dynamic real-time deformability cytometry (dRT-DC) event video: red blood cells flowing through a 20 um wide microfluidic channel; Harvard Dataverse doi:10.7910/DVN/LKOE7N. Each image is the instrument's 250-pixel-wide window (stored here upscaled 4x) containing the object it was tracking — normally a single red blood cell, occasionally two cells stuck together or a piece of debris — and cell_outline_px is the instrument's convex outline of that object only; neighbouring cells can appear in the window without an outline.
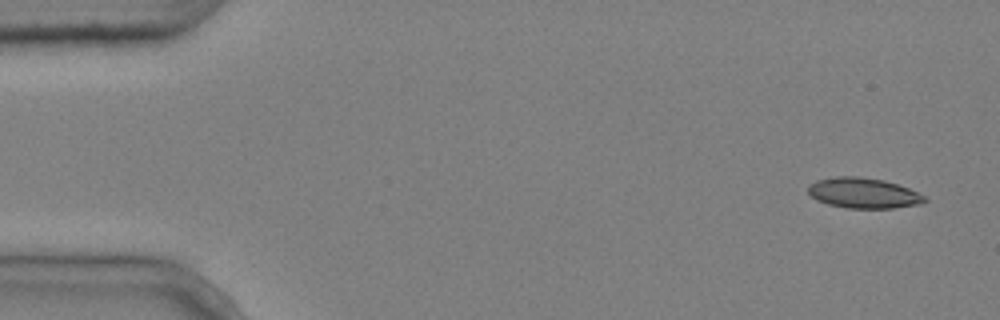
{"species": "common noctule bat (a hibernating species)", "species_latin": "Nyctalus noctula", "temperature_condition": "cold", "stored_images_in_passage": 9, "camera_frame_rate_fps": 3000, "um_per_image_px": 0.085, "animal": {"sex": "male", "body_mass_g": 20.4}, "frame": {"image": 1, "passage_image": 1, "time_ms": 0.0, "image_size_px": [1000, 320], "cell_outline_px": [[928, 200], [920, 204], [892, 208], [848, 208], [828, 204], [816, 200], [808, 192], [808, 184], [816, 180], [836, 176], [856, 176], [884, 180], [908, 188], [924, 196]], "centroid_in_image_um": [73.36, 16.4], "position_along_channel_um": 11.6, "area_um2": 20.58}}
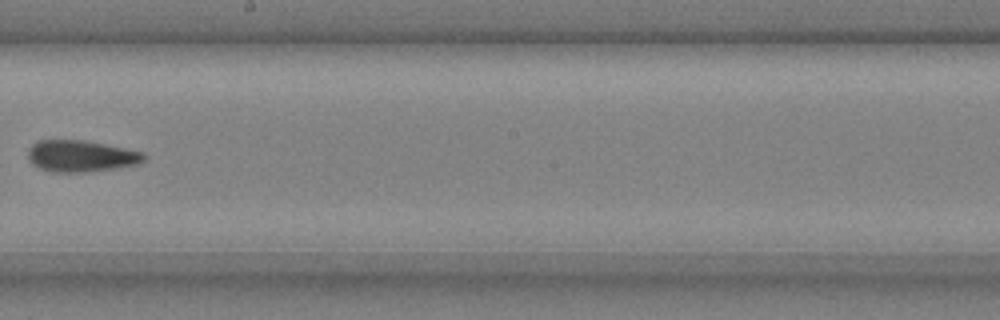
{"frame": {"image": 2, "passage_image": 9, "time_ms": 2.667, "image_size_px": [1000, 320], "cell_outline_px": [[148, 156], [144, 160], [136, 164], [112, 168], [84, 172], [52, 172], [40, 168], [32, 164], [28, 160], [28, 148], [36, 140], [84, 140], [144, 152]], "centroid_in_image_um": [6.84, 13.25], "position_along_channel_um": 241.4, "area_um2": 21.27}}